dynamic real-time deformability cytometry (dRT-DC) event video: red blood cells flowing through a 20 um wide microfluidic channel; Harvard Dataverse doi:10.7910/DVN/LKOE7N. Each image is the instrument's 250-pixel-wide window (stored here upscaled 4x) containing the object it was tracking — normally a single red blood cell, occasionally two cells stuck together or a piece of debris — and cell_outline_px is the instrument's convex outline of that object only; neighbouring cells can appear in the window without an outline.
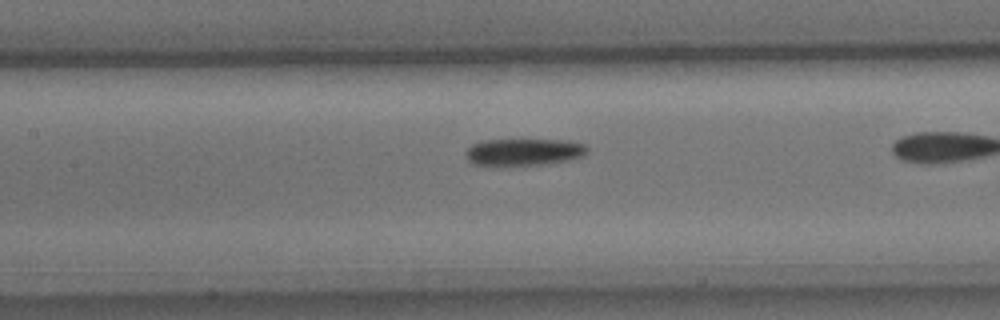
{"species": "common noctule bat (a hibernating species)", "species_latin": "Nyctalus noctula", "temperature_condition": "cold", "stored_images_in_passage": 32, "camera_frame_rate_fps": 3000, "um_per_image_px": 0.085, "animal": {"sex": "male", "body_mass_g": 15.6}, "frame": {"image": 1, "passage_image": 14, "time_ms": 4.333, "image_size_px": [1000, 320], "cell_outline_px": [[588, 152], [584, 156], [568, 160], [540, 164], [472, 164], [468, 160], [464, 152], [472, 144], [484, 140], [568, 140], [584, 144], [588, 148]], "centroid_in_image_um": [44.55, 12.9], "position_along_channel_um": 162.9, "area_um2": 18.79}}
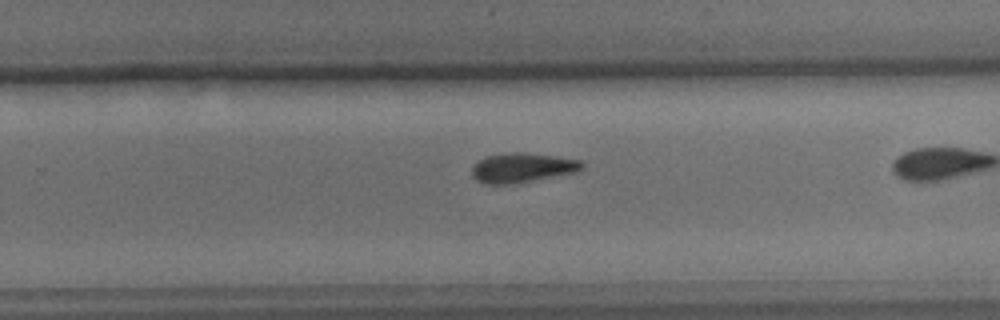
{"frame": {"image": 2, "passage_image": 24, "time_ms": 7.667, "image_size_px": [1000, 320], "cell_outline_px": [[584, 168], [576, 172], [508, 184], [488, 184], [476, 180], [472, 176], [472, 168], [480, 160], [488, 156], [508, 152], [520, 152], [552, 156], [580, 160], [584, 164]], "centroid_in_image_um": [44.39, 14.25], "position_along_channel_um": 285.4, "area_um2": 18.5}}
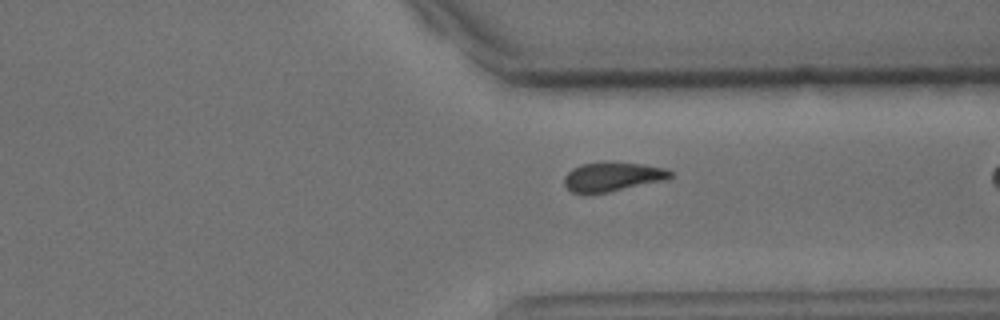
{"frame": {"image": 3, "passage_image": 30, "time_ms": 9.667, "image_size_px": [1000, 320], "cell_outline_px": [[672, 176], [668, 180], [608, 192], [572, 192], [564, 184], [564, 176], [572, 168], [580, 164], [604, 160], [640, 164], [668, 168], [672, 172]], "centroid_in_image_um": [52.1, 14.98], "position_along_channel_um": 359.3, "area_um2": 18.32}}